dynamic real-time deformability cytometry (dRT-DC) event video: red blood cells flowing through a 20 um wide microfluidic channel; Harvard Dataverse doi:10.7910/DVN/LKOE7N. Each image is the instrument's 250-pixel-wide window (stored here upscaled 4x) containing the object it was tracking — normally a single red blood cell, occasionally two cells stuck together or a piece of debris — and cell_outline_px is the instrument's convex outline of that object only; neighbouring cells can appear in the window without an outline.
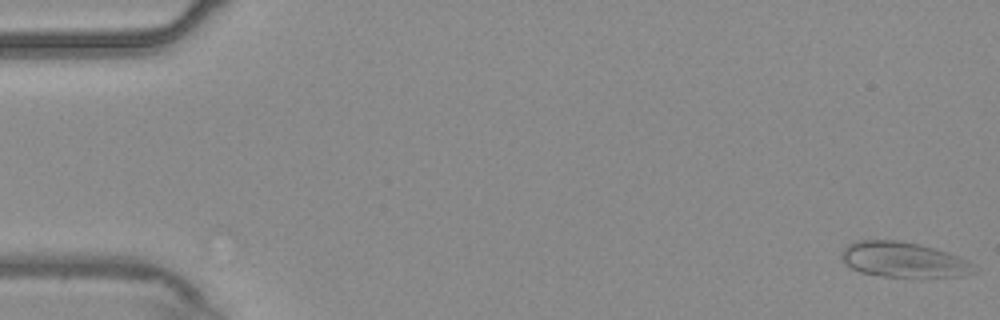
{"species": "common noctule bat (a hibernating species)", "species_latin": "Nyctalus noctula", "temperature_condition": "warm", "stored_images_in_passage": 11, "camera_frame_rate_fps": 3000, "um_per_image_px": 0.085, "animal": {"sex": "male", "body_mass_g": 20.4}, "frame": {"image": 1, "passage_image": 1, "time_ms": 0.0, "image_size_px": [1000, 320], "cell_outline_px": [[976, 272], [964, 276], [920, 280], [884, 276], [860, 272], [852, 268], [840, 256], [844, 248], [848, 244], [856, 240], [896, 240], [916, 244], [948, 252], [960, 256], [968, 260], [972, 264]], "centroid_in_image_um": [76.87, 22.13], "position_along_channel_um": 8.1, "area_um2": 27.98}}